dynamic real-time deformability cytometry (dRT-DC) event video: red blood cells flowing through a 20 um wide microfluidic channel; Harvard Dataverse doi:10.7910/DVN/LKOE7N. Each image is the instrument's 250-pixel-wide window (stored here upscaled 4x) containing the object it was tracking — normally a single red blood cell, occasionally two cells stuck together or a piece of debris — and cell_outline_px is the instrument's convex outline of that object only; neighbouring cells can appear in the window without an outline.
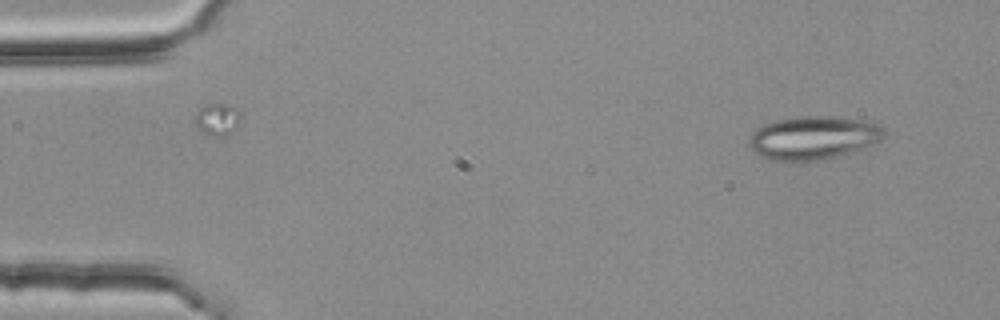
{"species": "common noctule bat (a hibernating species)", "species_latin": "Nyctalus noctula", "temperature_condition": "room temperature", "stored_images_in_passage": 4, "camera_frame_rate_fps": 3000, "um_per_image_px": 0.085, "animal": {"sex": "female", "body_mass_g": 25.1}, "frame": {"image": 1, "passage_image": 1, "time_ms": 0.0, "image_size_px": [1000, 320], "cell_outline_px": [[884, 136], [880, 140], [872, 144], [824, 160], [788, 164], [768, 160], [760, 156], [748, 144], [748, 140], [752, 132], [756, 128], [764, 124], [776, 120], [800, 116], [836, 116], [872, 120], [884, 132]], "centroid_in_image_um": [69.07, 11.73], "position_along_channel_um": 15.9, "area_um2": 34.8}}